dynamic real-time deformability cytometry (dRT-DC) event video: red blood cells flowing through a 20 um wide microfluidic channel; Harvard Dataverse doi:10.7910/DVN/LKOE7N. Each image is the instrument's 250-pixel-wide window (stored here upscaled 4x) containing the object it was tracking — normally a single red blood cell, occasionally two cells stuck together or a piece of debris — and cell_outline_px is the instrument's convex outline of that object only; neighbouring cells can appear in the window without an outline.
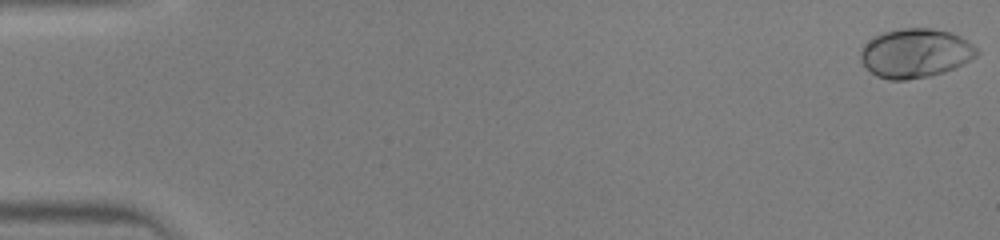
{"species": "human", "species_latin": "Homo sapiens", "temperature_condition": "warm", "stored_images_in_passage": 46, "camera_frame_rate_fps": 3000, "um_per_image_px": 0.085, "donor": {"sex": "male"}, "frame": {"image": 1, "passage_image": 1, "time_ms": 0.0, "image_size_px": [1000, 240], "cell_outline_px": [[980, 52], [976, 56], [944, 72], [928, 76], [904, 80], [888, 80], [876, 76], [860, 60], [860, 48], [872, 36], [884, 32], [900, 28], [932, 28], [952, 32], [960, 36], [972, 44]], "centroid_in_image_um": [77.77, 4.5], "position_along_channel_um": 7.2, "area_um2": 33.23}}
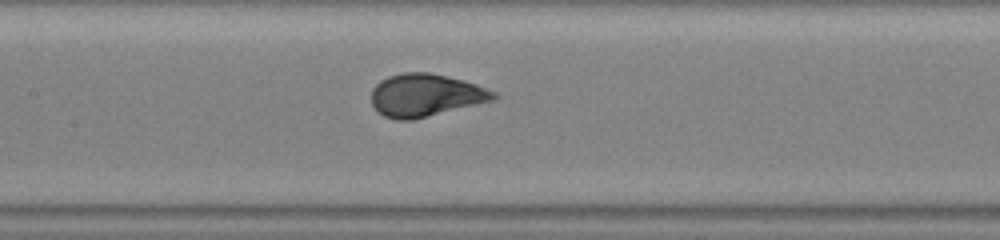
{"frame": {"image": 2, "passage_image": 23, "time_ms": 7.333, "image_size_px": [1000, 240], "cell_outline_px": [[500, 96], [496, 100], [412, 120], [396, 120], [384, 116], [372, 104], [372, 88], [380, 80], [388, 76], [404, 72], [428, 72], [464, 80], [476, 84], [496, 92]], "centroid_in_image_um": [36.2, 8.09], "position_along_channel_um": 171.2, "area_um2": 30.52}}
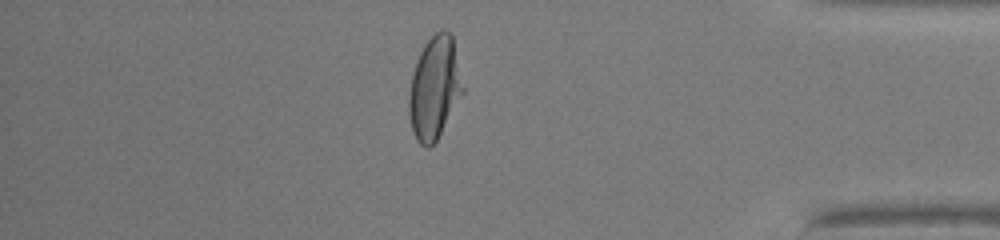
{"frame": {"image": 3, "passage_image": 40, "time_ms": 13.0, "image_size_px": [1000, 240], "cell_outline_px": [[464, 92], [436, 140], [428, 148], [420, 144], [416, 140], [412, 128], [408, 112], [408, 100], [412, 72], [416, 60], [424, 44], [436, 32], [444, 28], [452, 32], [464, 88]], "centroid_in_image_um": [36.93, 7.43], "position_along_channel_um": 398.3, "area_um2": 32.31}}